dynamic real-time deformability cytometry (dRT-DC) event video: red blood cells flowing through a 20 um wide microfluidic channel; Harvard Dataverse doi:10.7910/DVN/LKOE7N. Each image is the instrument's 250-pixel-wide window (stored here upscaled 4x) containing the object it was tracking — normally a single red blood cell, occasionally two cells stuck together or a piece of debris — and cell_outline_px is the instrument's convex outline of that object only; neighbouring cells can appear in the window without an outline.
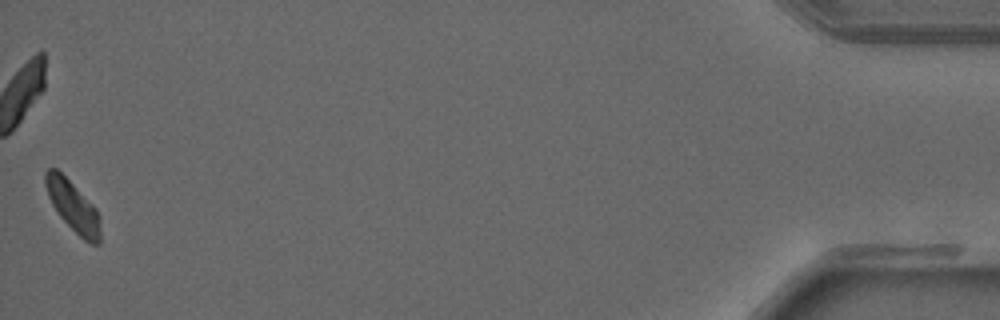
{"species": "common noctule bat (a hibernating species)", "species_latin": "Nyctalus noctula", "temperature_condition": "warm", "stored_images_in_passage": 43, "camera_frame_rate_fps": 3000, "um_per_image_px": 0.085, "animal": {"sex": "male", "forearm_length_mm": 52.5}, "frame": {"image": 1, "passage_image": 43, "time_ms": 14.0, "image_size_px": [1000, 320], "cell_outline_px": [[100, 244], [92, 244], [84, 240], [60, 216], [52, 204], [48, 196], [44, 184], [44, 172], [48, 168], [56, 168], [96, 208], [100, 216]], "centroid_in_image_um": [6.19, 17.53], "position_along_channel_um": 429.0, "area_um2": 15.95}}